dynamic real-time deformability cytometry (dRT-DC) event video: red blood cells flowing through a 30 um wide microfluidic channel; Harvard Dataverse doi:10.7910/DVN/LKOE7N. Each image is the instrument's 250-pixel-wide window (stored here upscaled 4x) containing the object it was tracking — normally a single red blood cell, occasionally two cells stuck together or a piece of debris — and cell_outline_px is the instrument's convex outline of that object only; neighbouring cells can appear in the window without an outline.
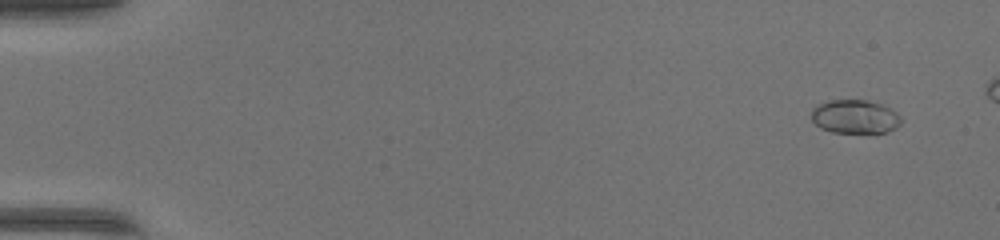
{"species": "common noctule bat (a hibernating species)", "species_latin": "Nyctalus noctula", "temperature_condition": "warm", "stored_images_in_passage": 48, "camera_frame_rate_fps": 3000, "um_per_image_px": 0.085, "animal": {"sex": "female", "body_mass_g": 17.0, "forearm_length_mm": 48.0}, "frame": {"image": 1, "passage_image": 4, "time_ms": 1.0, "image_size_px": [1000, 240], "cell_outline_px": [[900, 124], [896, 128], [884, 132], [832, 132], [820, 128], [812, 120], [812, 108], [820, 104], [832, 100], [864, 100], [880, 104], [896, 112], [900, 116]], "centroid_in_image_um": [72.65, 9.92], "position_along_channel_um": 12.3, "area_um2": 17.28}}
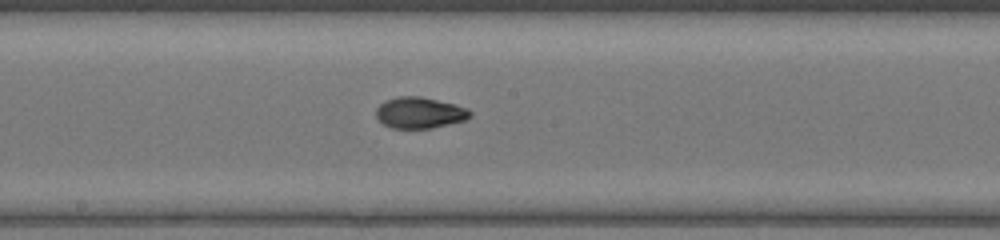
{"frame": {"image": 2, "passage_image": 29, "time_ms": 9.333, "image_size_px": [1000, 240], "cell_outline_px": [[472, 116], [464, 120], [432, 128], [392, 128], [384, 124], [376, 116], [376, 108], [380, 104], [396, 96], [420, 96], [456, 104], [468, 108], [472, 112]], "centroid_in_image_um": [35.69, 9.57], "position_along_channel_um": 212.5, "area_um2": 17.05}}
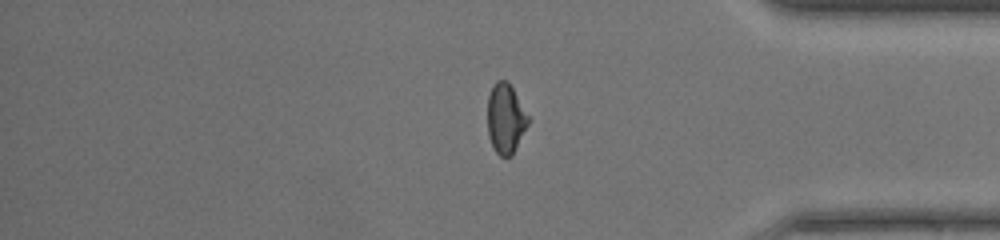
{"frame": {"image": 3, "passage_image": 43, "time_ms": 14.0, "image_size_px": [1000, 240], "cell_outline_px": [[528, 124], [512, 156], [500, 156], [496, 152], [488, 136], [488, 96], [492, 84], [496, 80], [508, 80], [528, 116]], "centroid_in_image_um": [42.96, 10.06], "position_along_channel_um": 392.2, "area_um2": 16.42}, "authors_computed_cell_mechanics": {"area_um2": 17.0221, "velocity_mm_per_s": 4.2408, "shape_relaxation_time_tau1_ms": 10.937, "shape_relaxation_time_tau2_ms": 1.4935, "deformation_change_tau1": 0.3167, "deformation_change_tau2": 0.0524}}